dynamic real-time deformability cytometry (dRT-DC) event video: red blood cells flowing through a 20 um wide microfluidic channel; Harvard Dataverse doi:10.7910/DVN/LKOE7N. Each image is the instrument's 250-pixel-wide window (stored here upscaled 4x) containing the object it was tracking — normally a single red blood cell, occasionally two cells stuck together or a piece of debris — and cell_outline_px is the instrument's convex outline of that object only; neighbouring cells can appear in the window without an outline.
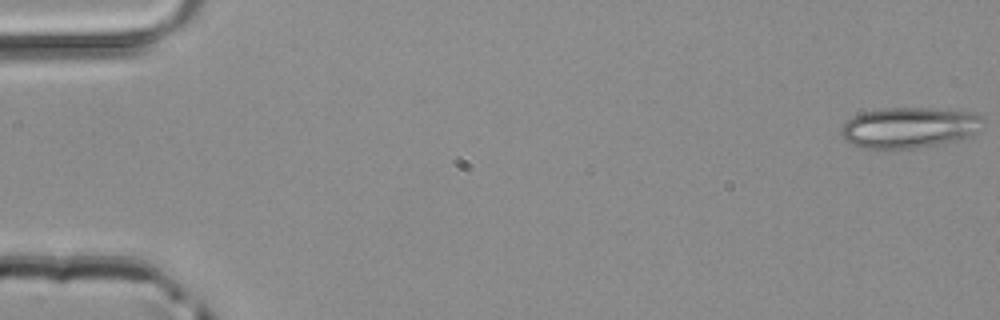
{"species": "common noctule bat (a hibernating species)", "species_latin": "Nyctalus noctula", "temperature_condition": "room temperature", "stored_images_in_passage": 49, "camera_frame_rate_fps": 3000, "um_per_image_px": 0.085, "animal": {"sex": "male", "body_mass_g": 20.4}, "frame": {"image": 1, "passage_image": 1, "time_ms": 0.0, "image_size_px": [1000, 320], "cell_outline_px": [[984, 120], [976, 132], [952, 140], [936, 144], [916, 148], [864, 148], [852, 144], [844, 140], [840, 132], [840, 128], [848, 120], [864, 112], [880, 108], [932, 108], [972, 112], [980, 116]], "centroid_in_image_um": [77.23, 10.83], "position_along_channel_um": 7.8, "area_um2": 33.12}}
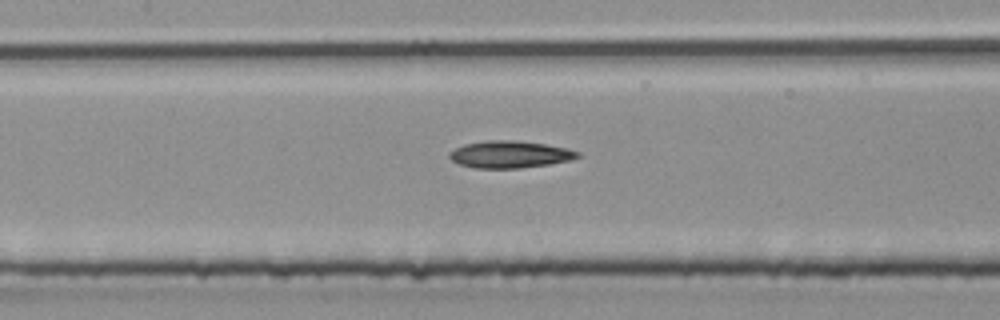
{"frame": {"image": 2, "passage_image": 23, "time_ms": 7.333, "image_size_px": [1000, 320], "cell_outline_px": [[580, 156], [572, 160], [548, 164], [520, 168], [476, 168], [460, 164], [452, 160], [448, 156], [448, 152], [464, 144], [484, 140], [512, 140], [544, 144], [568, 148], [580, 152]], "centroid_in_image_um": [43.34, 13.12], "position_along_channel_um": 164.1, "area_um2": 20.23}}
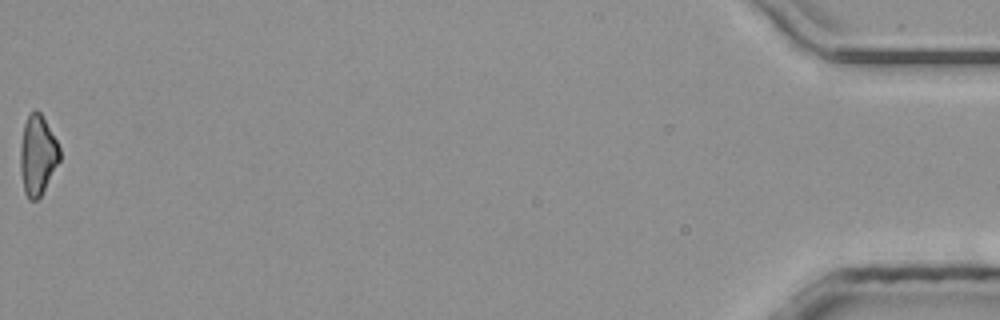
{"frame": {"image": 3, "passage_image": 49, "time_ms": 16.0, "image_size_px": [1000, 320], "cell_outline_px": [[60, 160], [40, 196], [36, 200], [28, 200], [24, 192], [20, 172], [20, 144], [24, 124], [28, 116], [36, 108], [40, 112], [56, 140], [60, 148]], "centroid_in_image_um": [3.18, 13.2], "position_along_channel_um": 432.0, "area_um2": 18.21}}